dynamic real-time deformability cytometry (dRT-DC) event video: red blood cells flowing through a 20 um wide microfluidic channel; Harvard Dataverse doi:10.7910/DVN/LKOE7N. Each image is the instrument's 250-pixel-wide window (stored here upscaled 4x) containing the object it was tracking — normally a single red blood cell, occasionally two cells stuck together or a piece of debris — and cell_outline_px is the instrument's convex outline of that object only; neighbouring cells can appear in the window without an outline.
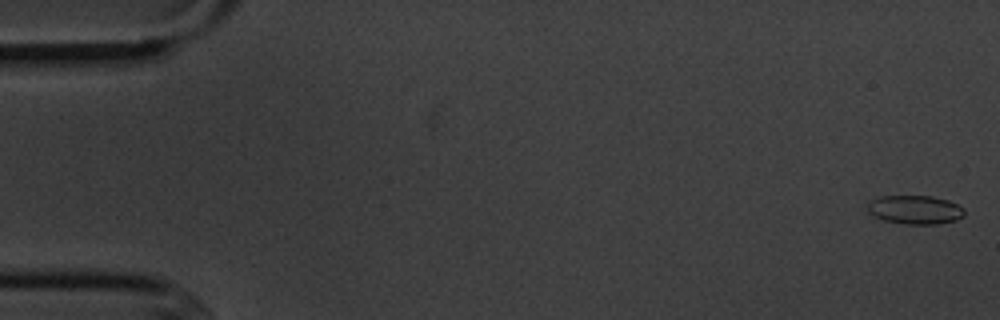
{"species": "common noctule bat (a hibernating species)", "species_latin": "Nyctalus noctula", "temperature_condition": "cold", "stored_images_in_passage": 4, "camera_frame_rate_fps": 3000, "um_per_image_px": 0.085, "animal": {"sex": "male", "body_mass_g": 20.1, "forearm_length_mm": 53.5}, "frame": {"image": 1, "passage_image": 1, "time_ms": 0.0, "image_size_px": [1000, 320], "cell_outline_px": [[964, 216], [956, 220], [936, 224], [904, 224], [884, 220], [868, 212], [868, 204], [872, 200], [880, 196], [932, 196], [948, 200], [964, 208]], "centroid_in_image_um": [77.8, 17.82], "position_along_channel_um": 7.2, "area_um2": 16.13}}